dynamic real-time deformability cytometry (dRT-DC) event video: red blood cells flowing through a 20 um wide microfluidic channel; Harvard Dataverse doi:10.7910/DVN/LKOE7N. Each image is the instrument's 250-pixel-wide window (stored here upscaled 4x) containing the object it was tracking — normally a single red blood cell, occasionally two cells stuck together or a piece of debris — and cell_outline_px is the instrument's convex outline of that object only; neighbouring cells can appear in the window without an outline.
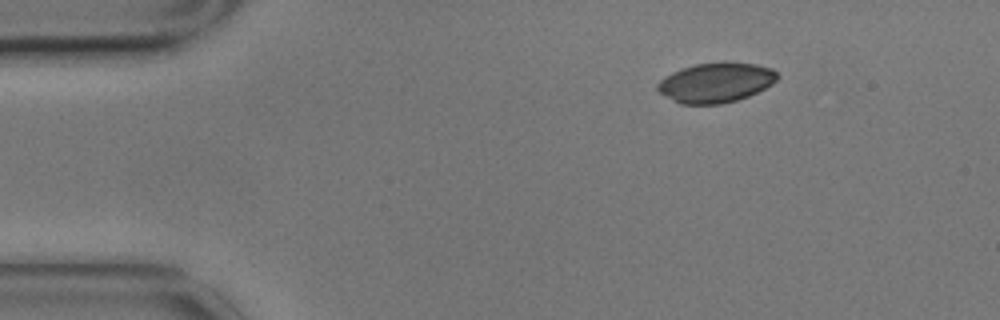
{"species": "common noctule bat (a hibernating species)", "species_latin": "Nyctalus noctula", "temperature_condition": "cold", "stored_images_in_passage": 3, "camera_frame_rate_fps": 3000, "um_per_image_px": 0.085, "animal": {"sex": "male", "body_mass_g": 17.9}, "frame": {"image": 1, "passage_image": 1, "time_ms": 0.0, "image_size_px": [1000, 320], "cell_outline_px": [[780, 76], [772, 84], [748, 96], [736, 100], [720, 104], [680, 104], [672, 100], [660, 92], [656, 88], [656, 84], [664, 76], [680, 68], [696, 64], [724, 60], [756, 64], [772, 68]], "centroid_in_image_um": [60.84, 6.99], "position_along_channel_um": 24.2, "area_um2": 28.15}}